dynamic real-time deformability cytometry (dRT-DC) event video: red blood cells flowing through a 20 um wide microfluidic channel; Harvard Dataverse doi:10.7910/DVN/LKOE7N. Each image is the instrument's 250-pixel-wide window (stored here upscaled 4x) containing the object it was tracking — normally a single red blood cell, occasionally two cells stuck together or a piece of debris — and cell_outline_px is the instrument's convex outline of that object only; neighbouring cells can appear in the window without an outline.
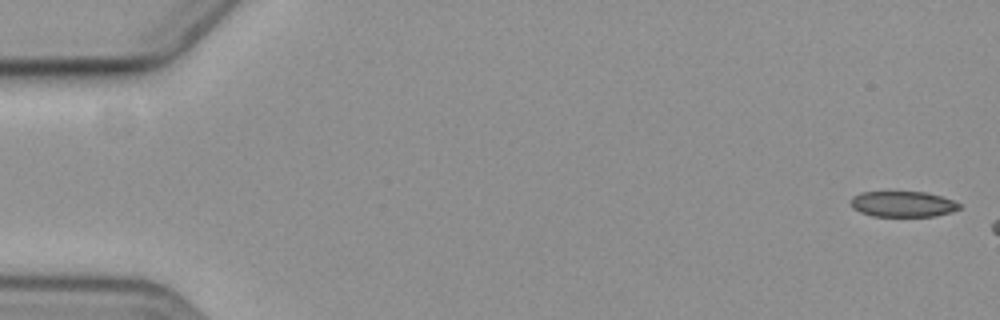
{"species": "common noctule bat (a hibernating species)", "species_latin": "Nyctalus noctula", "temperature_condition": "cold", "stored_images_in_passage": 3, "camera_frame_rate_fps": 3000, "um_per_image_px": 0.085, "animal": {"sex": "female", "body_mass_g": 19.3, "forearm_length_mm": 54.1}, "frame": {"image": 1, "passage_image": 1, "time_ms": 0.0, "image_size_px": [1000, 320], "cell_outline_px": [[960, 208], [952, 212], [932, 216], [872, 216], [860, 212], [852, 208], [852, 196], [860, 192], [924, 192], [940, 196], [952, 200], [960, 204]], "centroid_in_image_um": [76.72, 17.35], "position_along_channel_um": 8.3, "area_um2": 16.13}}